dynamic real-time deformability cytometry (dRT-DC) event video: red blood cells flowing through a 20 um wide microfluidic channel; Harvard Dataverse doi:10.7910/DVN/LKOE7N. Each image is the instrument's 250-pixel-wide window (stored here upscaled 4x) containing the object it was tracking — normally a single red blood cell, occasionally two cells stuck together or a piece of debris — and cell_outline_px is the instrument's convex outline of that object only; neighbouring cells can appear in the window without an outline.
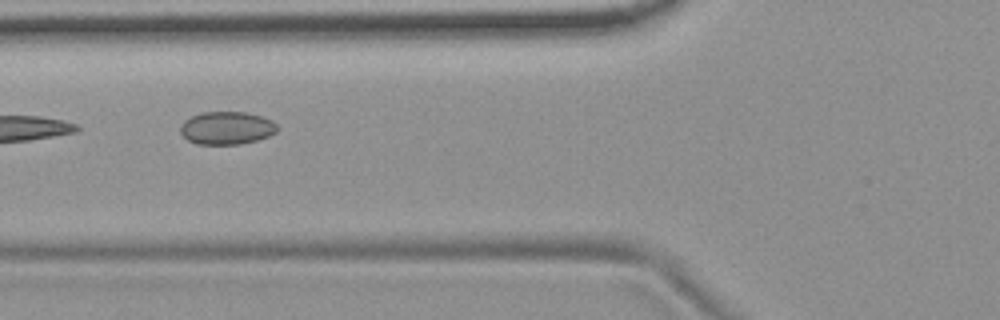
{"species": "common noctule bat (a hibernating species)", "species_latin": "Nyctalus noctula", "temperature_condition": "room temperature", "stored_images_in_passage": 2, "camera_frame_rate_fps": 3000, "um_per_image_px": 0.085, "animal": {"sex": "female", "body_mass_g": 19.9}, "frame": {"image": 1, "passage_image": 2, "time_ms": 1.333, "image_size_px": [1000, 320], "cell_outline_px": [[276, 132], [268, 136], [256, 140], [240, 144], [196, 144], [188, 140], [180, 132], [180, 124], [184, 120], [192, 116], [204, 112], [244, 112], [260, 116], [272, 120], [276, 124]], "centroid_in_image_um": [19.24, 10.88], "position_along_channel_um": 106.6, "area_um2": 18.44}}